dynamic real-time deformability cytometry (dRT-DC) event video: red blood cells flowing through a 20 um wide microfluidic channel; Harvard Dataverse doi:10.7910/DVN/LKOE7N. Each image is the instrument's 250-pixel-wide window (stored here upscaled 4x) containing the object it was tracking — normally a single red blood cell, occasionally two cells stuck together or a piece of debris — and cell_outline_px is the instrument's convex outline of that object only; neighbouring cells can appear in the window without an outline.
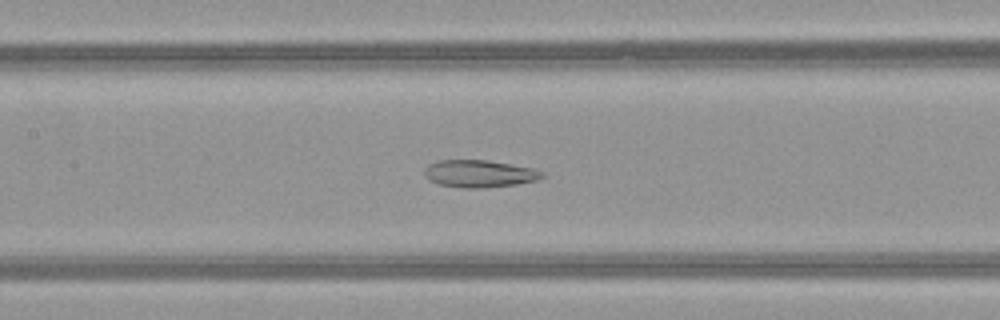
{"species": "common noctule bat (a hibernating species)", "species_latin": "Nyctalus noctula", "temperature_condition": "warm", "stored_images_in_passage": 52, "segment_of_instrument_passage": [1, 2], "camera_frame_rate_fps": 3000, "um_per_image_px": 0.085, "animal": {"sex": "female", "body_mass_g": 21.9}, "frame": {"image": 1, "passage_image": 24, "time_ms": 7.667, "image_size_px": [1000, 320], "cell_outline_px": [[544, 176], [540, 180], [516, 184], [484, 188], [464, 188], [440, 184], [428, 180], [424, 176], [424, 168], [428, 164], [440, 160], [488, 160], [532, 168], [544, 172]], "centroid_in_image_um": [40.74, 14.76], "position_along_channel_um": 166.7, "area_um2": 18.84}}
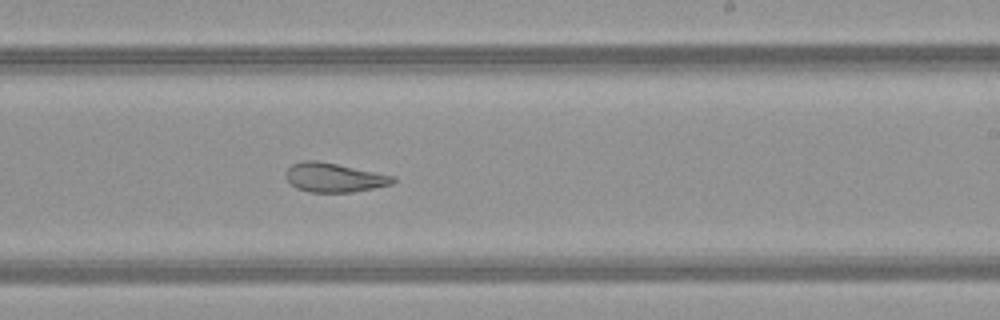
{"frame": {"image": 2, "passage_image": 31, "time_ms": 10.0, "image_size_px": [1000, 320], "cell_outline_px": [[396, 180], [392, 184], [352, 192], [308, 192], [296, 188], [284, 176], [284, 172], [292, 164], [304, 160], [316, 160], [396, 176]], "centroid_in_image_um": [28.37, 15.09], "position_along_channel_um": 260.6, "area_um2": 18.15}}
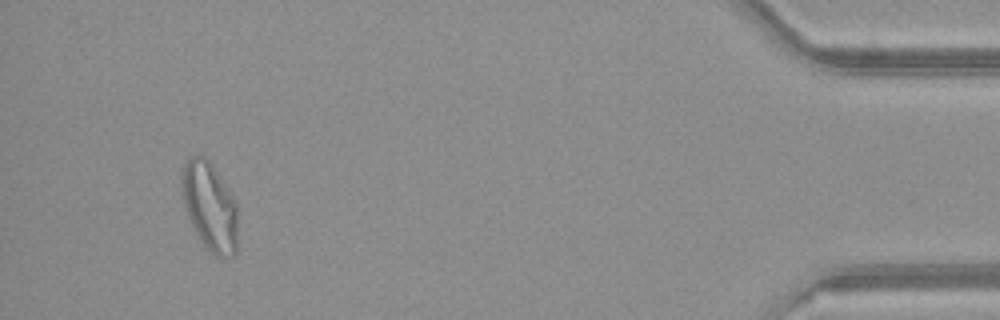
{"frame": {"image": 3, "passage_image": 48, "time_ms": 15.667, "image_size_px": [1000, 320], "cell_outline_px": [[236, 252], [232, 256], [216, 256], [200, 240], [188, 216], [184, 204], [180, 184], [180, 168], [188, 156], [204, 156], [212, 164], [228, 188], [236, 204]], "centroid_in_image_um": [17.78, 17.47], "position_along_channel_um": 417.4, "area_um2": 28.73}}